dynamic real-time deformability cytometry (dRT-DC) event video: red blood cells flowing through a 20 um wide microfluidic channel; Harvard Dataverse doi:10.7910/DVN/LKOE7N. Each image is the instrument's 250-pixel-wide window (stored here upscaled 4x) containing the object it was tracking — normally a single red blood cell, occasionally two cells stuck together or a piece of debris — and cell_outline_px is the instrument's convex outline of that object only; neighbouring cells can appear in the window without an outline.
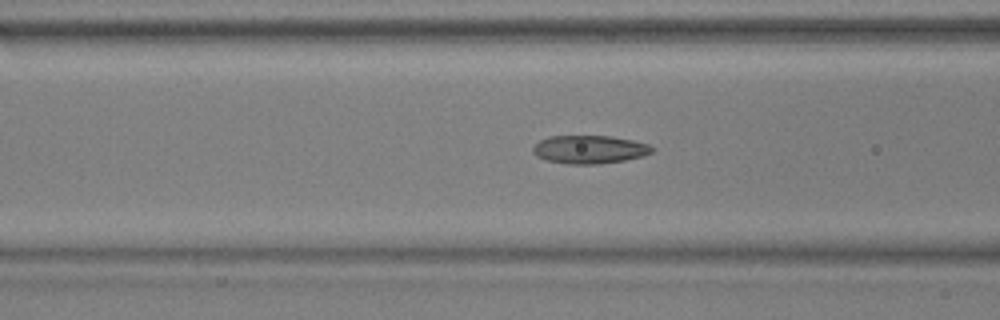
{"species": "common noctule bat (a hibernating species)", "species_latin": "Nyctalus noctula", "temperature_condition": "warm", "stored_images_in_passage": 45, "camera_frame_rate_fps": 3000, "um_per_image_px": 0.085, "animal": {"sex": "male", "body_mass_g": 17.9, "forearm_length_mm": 54.2}, "frame": {"image": 1, "passage_image": 22, "time_ms": 7.0, "image_size_px": [1000, 320], "cell_outline_px": [[652, 152], [644, 156], [624, 160], [600, 164], [568, 164], [544, 160], [536, 156], [532, 152], [532, 148], [540, 140], [548, 136], [612, 136], [632, 140], [648, 144], [652, 148]], "centroid_in_image_um": [50.07, 12.71], "position_along_channel_um": 116.5, "area_um2": 19.65}}
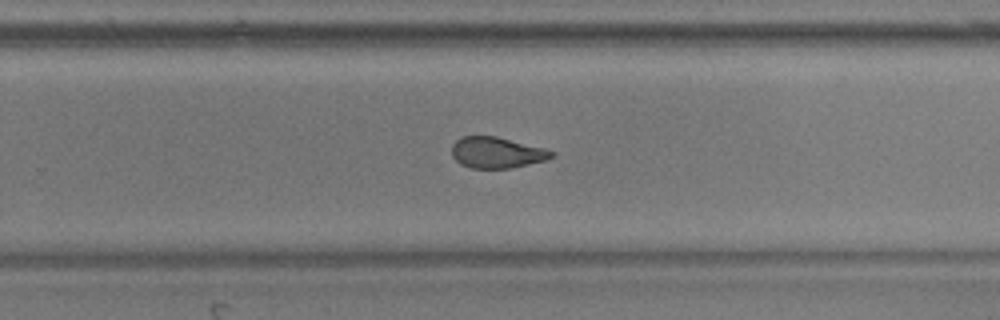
{"frame": {"image": 2, "passage_image": 36, "time_ms": 11.667, "image_size_px": [1000, 320], "cell_outline_px": [[556, 156], [548, 160], [512, 168], [472, 168], [460, 164], [452, 156], [452, 144], [460, 136], [496, 136], [544, 148], [556, 152]], "centroid_in_image_um": [42.25, 12.97], "position_along_channel_um": 287.5, "area_um2": 18.26}}
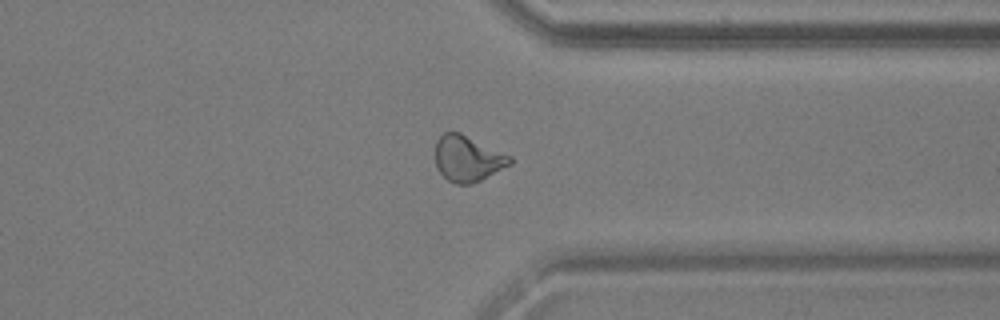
{"frame": {"image": 3, "passage_image": 43, "time_ms": 14.0, "image_size_px": [1000, 320], "cell_outline_px": [[512, 164], [480, 180], [468, 184], [456, 184], [448, 180], [436, 168], [436, 140], [444, 132], [460, 132], [512, 156]], "centroid_in_image_um": [39.76, 13.47], "position_along_channel_um": 371.6, "area_um2": 19.88}}